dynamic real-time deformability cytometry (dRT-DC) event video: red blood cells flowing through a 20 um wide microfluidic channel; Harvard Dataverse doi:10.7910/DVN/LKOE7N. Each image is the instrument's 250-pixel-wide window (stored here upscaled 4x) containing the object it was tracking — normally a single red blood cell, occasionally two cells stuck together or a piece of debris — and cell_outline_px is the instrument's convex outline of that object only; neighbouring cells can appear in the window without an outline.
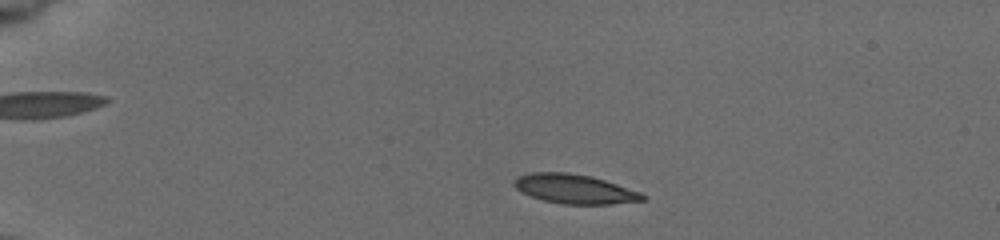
{"species": "common noctule bat (a hibernating species)", "species_latin": "Nyctalus noctula", "temperature_condition": "cold", "stored_images_in_passage": 49, "camera_frame_rate_fps": 3000, "um_per_image_px": 0.085, "animal": {"sex": "female", "body_mass_g": 19.5, "forearm_length_mm": 54.1}, "frame": {"image": 1, "passage_image": 7, "time_ms": 2.0, "image_size_px": [1000, 240], "cell_outline_px": [[648, 196], [644, 200], [612, 204], [564, 204], [544, 200], [520, 192], [512, 184], [512, 180], [516, 176], [532, 172], [568, 172], [592, 176], [640, 192]], "centroid_in_image_um": [48.8, 16.05], "position_along_channel_um": 36.2, "area_um2": 22.02}}
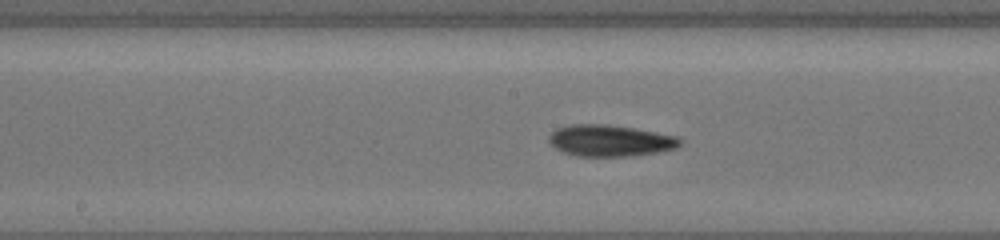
{"frame": {"image": 2, "passage_image": 25, "time_ms": 8.0, "image_size_px": [1000, 240], "cell_outline_px": [[680, 144], [676, 148], [660, 152], [632, 156], [576, 156], [564, 152], [556, 148], [548, 140], [548, 136], [556, 128], [572, 124], [608, 124], [656, 132], [676, 136], [680, 140]], "centroid_in_image_um": [51.84, 11.95], "position_along_channel_um": 196.4, "area_um2": 23.99}}
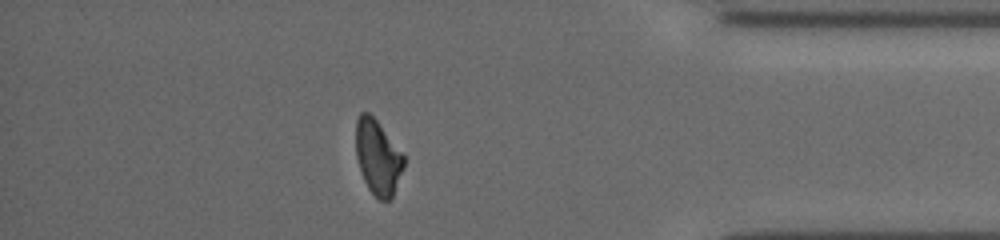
{"frame": {"image": 3, "passage_image": 43, "time_ms": 14.0, "image_size_px": [1000, 240], "cell_outline_px": [[404, 168], [392, 200], [380, 200], [368, 188], [364, 180], [356, 156], [356, 120], [360, 112], [368, 112], [376, 120], [404, 156]], "centroid_in_image_um": [32.12, 13.39], "position_along_channel_um": 403.1, "area_um2": 20.69}, "authors_computed_cell_mechanics": {"area_um2": 22.253, "velocity_mm_per_s": 3.8615, "shape_relaxation_time_tau1_ms": 7.202, "shape_relaxation_time_tau2_ms": 3.7758, "deformation_change_tau1": 0.1782, "deformation_change_tau2": 0.1008}}